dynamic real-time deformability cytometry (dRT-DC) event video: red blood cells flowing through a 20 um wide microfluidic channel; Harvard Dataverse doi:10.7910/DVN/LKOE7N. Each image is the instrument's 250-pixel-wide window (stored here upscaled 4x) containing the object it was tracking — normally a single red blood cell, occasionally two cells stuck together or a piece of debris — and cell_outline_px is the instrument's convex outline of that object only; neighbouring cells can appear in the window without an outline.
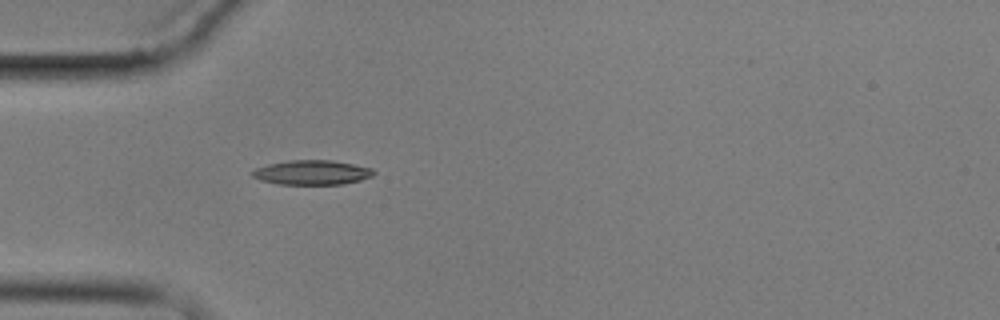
{"species": "common noctule bat (a hibernating species)", "species_latin": "Nyctalus noctula", "temperature_condition": "cold", "stored_images_in_passage": 4, "camera_frame_rate_fps": 3000, "um_per_image_px": 0.085, "animal": {"sex": "male", "body_mass_g": 17.9}, "frame": {"image": 1, "passage_image": 4, "time_ms": 5.333, "image_size_px": [1000, 320], "cell_outline_px": [[376, 172], [372, 176], [360, 180], [344, 184], [280, 184], [260, 180], [252, 176], [248, 172], [256, 168], [268, 164], [288, 160], [332, 160], [372, 168]], "centroid_in_image_um": [26.49, 14.66], "position_along_channel_um": 58.5, "area_um2": 17.4}}